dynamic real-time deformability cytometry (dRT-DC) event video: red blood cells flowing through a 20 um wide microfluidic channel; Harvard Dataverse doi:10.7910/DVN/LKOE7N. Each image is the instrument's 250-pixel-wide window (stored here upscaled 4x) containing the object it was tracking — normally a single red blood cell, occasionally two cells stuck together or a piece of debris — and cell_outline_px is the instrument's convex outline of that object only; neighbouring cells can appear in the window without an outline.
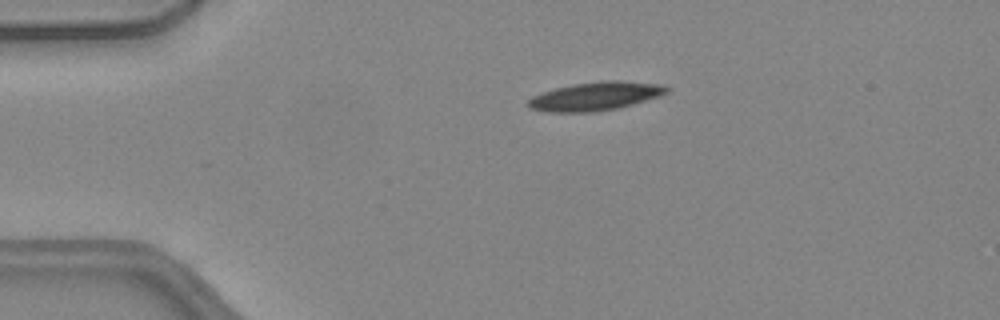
{"species": "common noctule bat (a hibernating species)", "species_latin": "Nyctalus noctula", "temperature_condition": "warm", "stored_images_in_passage": 46, "camera_frame_rate_fps": 3000, "um_per_image_px": 0.085, "animal": {"sex": "female", "body_mass_g": 24.6, "forearm_length_mm": 56.2}, "frame": {"image": 1, "passage_image": 6, "time_ms": 1.667, "image_size_px": [1000, 320], "cell_outline_px": [[668, 92], [660, 96], [620, 108], [592, 112], [548, 112], [532, 108], [528, 104], [528, 100], [532, 96], [556, 88], [576, 84], [604, 80], [620, 80], [660, 84], [668, 88]], "centroid_in_image_um": [50.65, 8.18], "position_along_channel_um": 34.3, "area_um2": 22.83}}
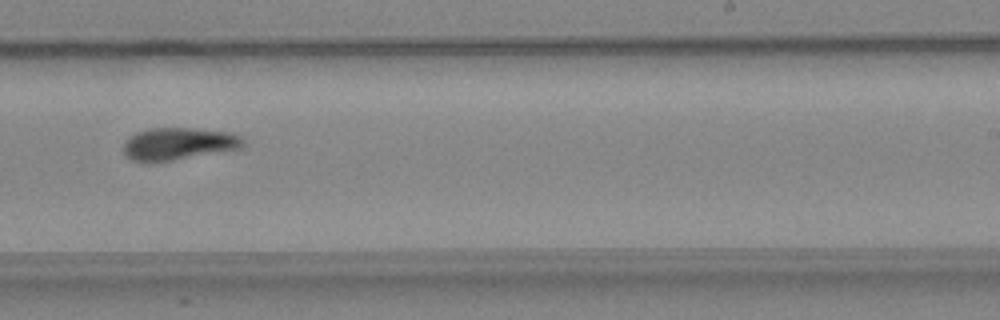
{"frame": {"image": 2, "passage_image": 27, "time_ms": 8.667, "image_size_px": [1000, 320], "cell_outline_px": [[244, 144], [240, 148], [152, 164], [148, 164], [132, 160], [124, 156], [124, 140], [128, 136], [136, 132], [152, 128], [192, 128], [232, 132], [244, 136]], "centroid_in_image_um": [15.13, 12.23], "position_along_channel_um": 273.9, "area_um2": 23.06}}
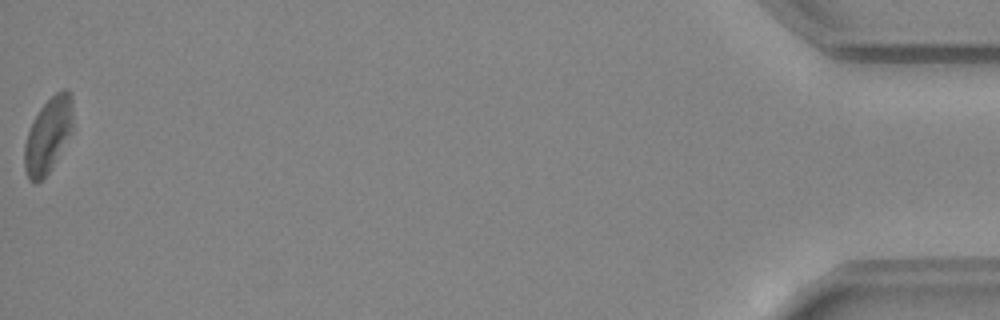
{"frame": {"image": 3, "passage_image": 46, "time_ms": 15.0, "image_size_px": [1000, 320], "cell_outline_px": [[72, 128], [48, 172], [36, 184], [28, 180], [24, 168], [24, 144], [28, 132], [40, 108], [56, 92], [64, 88], [68, 88], [72, 96]], "centroid_in_image_um": [4.06, 11.47], "position_along_channel_um": 431.1, "area_um2": 20.63}}